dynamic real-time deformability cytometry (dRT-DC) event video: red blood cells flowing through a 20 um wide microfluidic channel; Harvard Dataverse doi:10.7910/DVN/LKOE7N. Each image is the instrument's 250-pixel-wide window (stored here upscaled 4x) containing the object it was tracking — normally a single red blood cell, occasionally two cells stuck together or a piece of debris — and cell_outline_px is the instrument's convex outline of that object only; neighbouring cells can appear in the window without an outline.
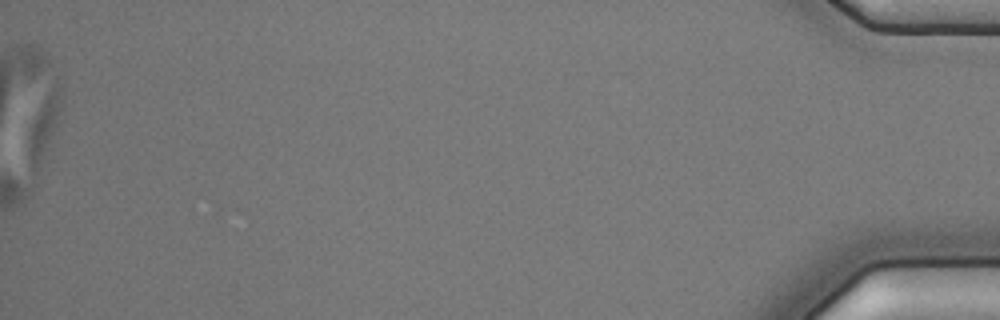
{"species": "common noctule bat (a hibernating species)", "species_latin": "Nyctalus noctula", "temperature_condition": "cold", "stored_images_in_passage": 51, "camera_frame_rate_fps": 3000, "um_per_image_px": 0.085, "animal": {"sex": "male", "body_mass_g": 17.9, "forearm_length_mm": 54.2}, "frame": {"image": 1, "passage_image": 51, "time_ms": 16.667, "image_size_px": [1000, 320], "cell_outline_px": [[64, 104], [56, 124], [36, 172], [32, 168], [32, 124], [56, 76], [60, 88]], "centroid_in_image_um": [3.9, 10.43], "position_along_channel_um": 431.3, "area_um2": 10.4}}